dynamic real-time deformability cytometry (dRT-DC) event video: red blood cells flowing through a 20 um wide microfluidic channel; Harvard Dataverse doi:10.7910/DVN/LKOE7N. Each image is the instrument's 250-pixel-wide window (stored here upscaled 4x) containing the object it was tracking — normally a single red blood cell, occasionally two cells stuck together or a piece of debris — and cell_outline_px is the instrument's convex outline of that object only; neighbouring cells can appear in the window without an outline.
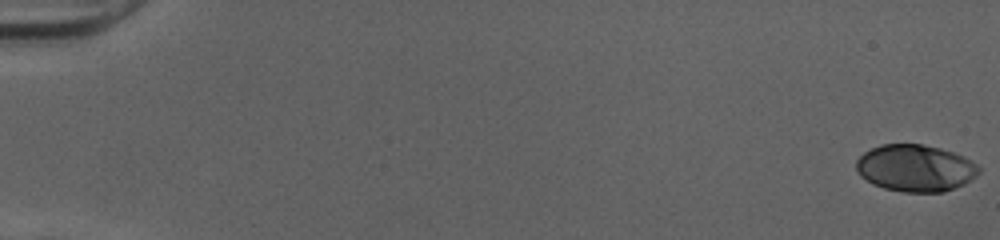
{"species": "human", "species_latin": "Homo sapiens", "temperature_condition": "cold", "stored_images_in_passage": 52, "camera_frame_rate_fps": 3000, "um_per_image_px": 0.085, "donor": {"sex": "female"}, "frame": {"image": 1, "passage_image": 1, "time_ms": 0.0, "image_size_px": [1000, 240], "cell_outline_px": [[980, 172], [976, 176], [964, 184], [944, 192], [904, 192], [884, 188], [872, 184], [860, 176], [856, 168], [856, 160], [864, 152], [880, 144], [924, 144], [940, 148], [964, 156], [976, 164], [980, 168]], "centroid_in_image_um": [77.8, 14.29], "position_along_channel_um": 7.2, "area_um2": 33.64}}
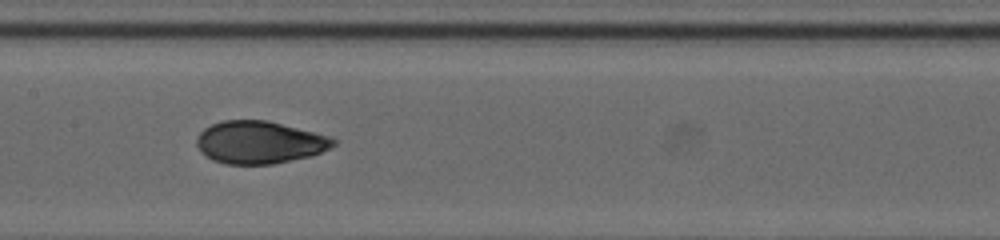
{"frame": {"image": 2, "passage_image": 28, "time_ms": 9.0, "image_size_px": [1000, 240], "cell_outline_px": [[336, 144], [312, 156], [272, 164], [224, 164], [212, 160], [200, 152], [196, 144], [196, 140], [200, 132], [204, 128], [212, 124], [224, 120], [268, 120], [332, 136], [336, 140]], "centroid_in_image_um": [22.06, 12.09], "position_along_channel_um": 185.3, "area_um2": 34.1}}
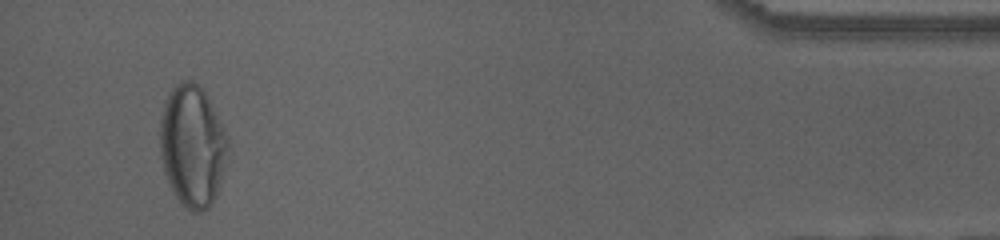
{"frame": {"image": 3, "passage_image": 50, "time_ms": 16.333, "image_size_px": [1000, 240], "cell_outline_px": [[228, 144], [220, 184], [216, 196], [208, 208], [200, 212], [192, 212], [172, 192], [164, 172], [160, 156], [160, 120], [164, 100], [172, 88], [176, 84], [184, 80], [192, 80], [204, 92], [228, 136]], "centroid_in_image_um": [16.32, 12.4], "position_along_channel_um": 418.9, "area_um2": 47.8}, "authors_computed_cell_mechanics": {"area_um2": 33.813, "velocity_mm_per_s": 4.0412, "shape_relaxation_time_tau1_ms": 9.3293, "shape_relaxation_time_tau2_ms": 1.0041, "deformation_change_tau1": 0.2722, "deformation_change_tau2": 0.0529}}